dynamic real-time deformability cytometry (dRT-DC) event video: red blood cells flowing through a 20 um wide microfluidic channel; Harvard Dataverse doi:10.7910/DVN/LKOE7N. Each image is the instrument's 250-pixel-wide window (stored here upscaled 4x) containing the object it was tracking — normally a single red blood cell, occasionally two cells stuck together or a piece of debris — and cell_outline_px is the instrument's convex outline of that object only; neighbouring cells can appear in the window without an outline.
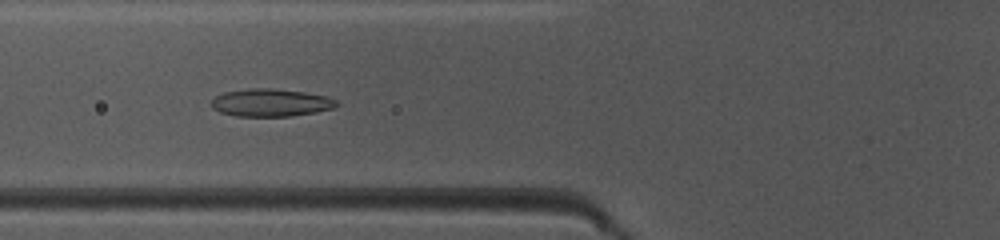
{"species": "common noctule bat (a hibernating species)", "species_latin": "Nyctalus noctula", "temperature_condition": "warm", "stored_images_in_passage": 39, "camera_frame_rate_fps": 3000, "um_per_image_px": 0.085, "animal": {"sex": "female", "body_mass_g": 10.0, "forearm_length_mm": 53.1}, "frame": {"image": 1, "passage_image": 9, "time_ms": 2.667, "image_size_px": [1000, 240], "cell_outline_px": [[340, 104], [332, 108], [316, 112], [288, 116], [236, 116], [220, 112], [212, 108], [212, 100], [216, 96], [224, 92], [248, 88], [272, 88], [304, 92], [324, 96], [336, 100]], "centroid_in_image_um": [22.99, 8.72], "position_along_channel_um": 102.8, "area_um2": 20.06}}
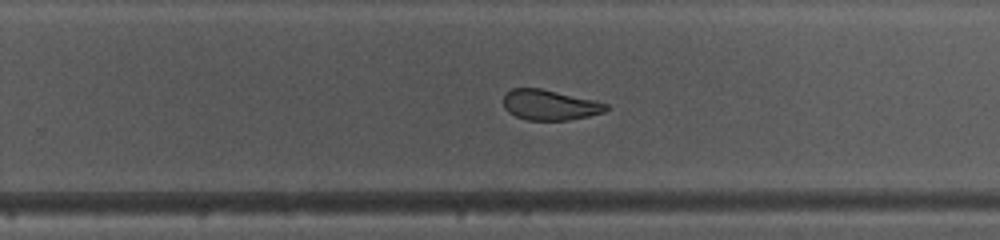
{"frame": {"image": 2, "passage_image": 22, "time_ms": 7.0, "image_size_px": [1000, 240], "cell_outline_px": [[608, 108], [604, 112], [588, 116], [568, 120], [528, 120], [516, 116], [508, 112], [504, 108], [504, 96], [512, 88], [540, 88], [592, 100], [608, 104]], "centroid_in_image_um": [46.71, 8.93], "position_along_channel_um": 283.1, "area_um2": 17.86}}
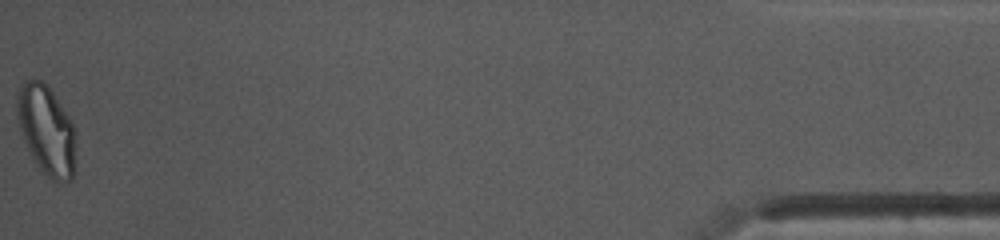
{"frame": {"image": 3, "passage_image": 39, "time_ms": 12.667, "image_size_px": [1000, 240], "cell_outline_px": [[76, 172], [72, 180], [52, 180], [32, 160], [28, 152], [20, 128], [16, 112], [16, 92], [24, 80], [40, 80], [52, 92], [68, 116], [72, 124]], "centroid_in_image_um": [3.91, 11.08], "position_along_channel_um": 431.3, "area_um2": 30.29}, "authors_computed_cell_mechanics": {"area_um2": 20.0566, "velocity_mm_per_s": 4.1488, "shape_relaxation_time_tau1_ms": 6.2775, "shape_relaxation_time_tau2_ms": 1.6363, "deformation_change_tau1": 0.1692, "deformation_change_tau2": 0.0779}}